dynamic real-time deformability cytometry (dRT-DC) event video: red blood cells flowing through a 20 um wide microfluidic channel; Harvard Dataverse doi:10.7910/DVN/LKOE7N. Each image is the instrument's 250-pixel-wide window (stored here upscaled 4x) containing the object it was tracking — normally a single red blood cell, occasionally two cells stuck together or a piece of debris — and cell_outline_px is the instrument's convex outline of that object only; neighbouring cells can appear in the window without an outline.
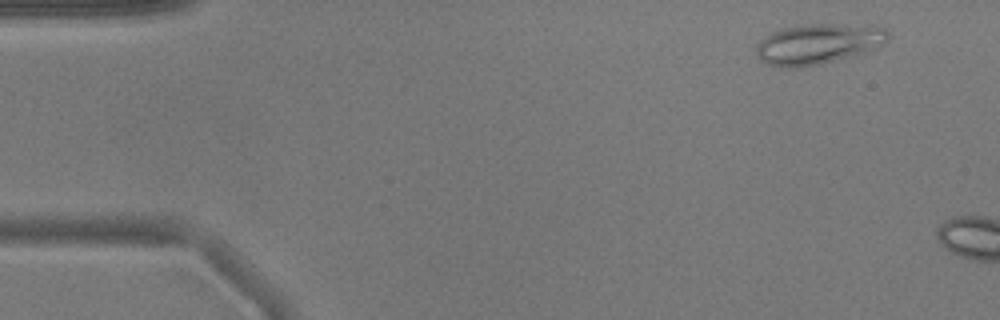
{"species": "common noctule bat (a hibernating species)", "species_latin": "Nyctalus noctula", "temperature_condition": "warm", "stored_images_in_passage": 8, "camera_frame_rate_fps": 3000, "um_per_image_px": 0.085, "animal": {"sex": "male", "body_mass_g": 17.9}, "frame": {"image": 1, "passage_image": 4, "time_ms": 1.0, "image_size_px": [1000, 320], "cell_outline_px": [[888, 40], [864, 52], [820, 64], [792, 68], [784, 68], [768, 64], [760, 60], [756, 52], [756, 44], [764, 36], [772, 32], [784, 28], [804, 24], [880, 24], [888, 32]], "centroid_in_image_um": [69.53, 3.7], "position_along_channel_um": 15.5, "area_um2": 31.1}}